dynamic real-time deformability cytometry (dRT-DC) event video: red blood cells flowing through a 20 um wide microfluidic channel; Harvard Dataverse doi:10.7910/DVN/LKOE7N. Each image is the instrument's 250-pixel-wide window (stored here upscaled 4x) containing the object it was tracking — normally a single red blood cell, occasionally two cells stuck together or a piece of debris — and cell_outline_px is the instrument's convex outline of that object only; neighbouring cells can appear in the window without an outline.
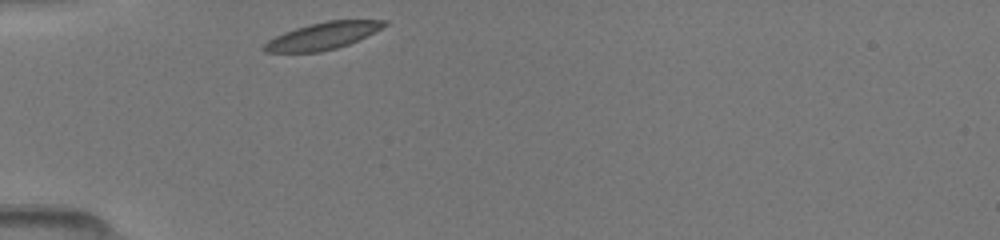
{"species": "common noctule bat (a hibernating species)", "species_latin": "Nyctalus noctula", "temperature_condition": "room temperature", "stored_images_in_passage": 23, "camera_frame_rate_fps": 3000, "um_per_image_px": 0.085, "animal": {"sex": "female", "body_mass_g": 19.5, "forearm_length_mm": 54.1}, "frame": {"image": 1, "passage_image": 1, "time_ms": 0.0, "image_size_px": [1000, 240], "cell_outline_px": [[388, 24], [348, 44], [336, 48], [320, 52], [264, 52], [260, 48], [268, 40], [284, 32], [308, 24], [328, 20], [388, 20]], "centroid_in_image_um": [27.37, 3.05], "position_along_channel_um": 57.6, "area_um2": 18.67}}
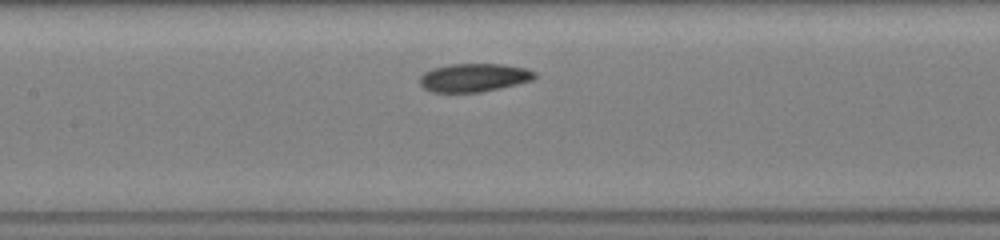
{"frame": {"image": 2, "passage_image": 12, "time_ms": 3.0, "image_size_px": [1000, 240], "cell_outline_px": [[536, 76], [532, 80], [500, 88], [480, 92], [432, 92], [424, 88], [420, 84], [420, 76], [424, 72], [432, 68], [448, 64], [500, 64], [528, 68], [536, 72]], "centroid_in_image_um": [40.28, 6.59], "position_along_channel_um": 167.1, "area_um2": 19.02}}
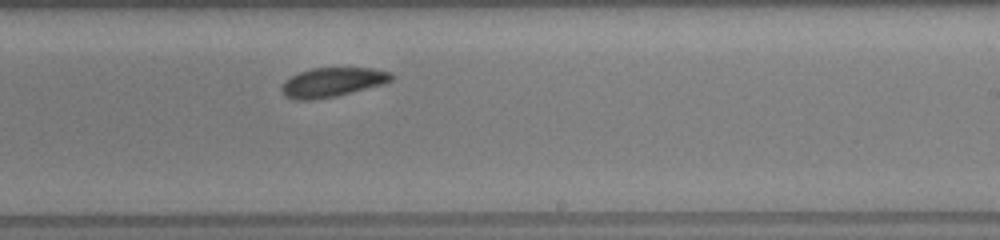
{"frame": {"image": 3, "passage_image": 21, "time_ms": 5.333, "image_size_px": [1000, 240], "cell_outline_px": [[396, 76], [392, 80], [384, 84], [336, 96], [312, 100], [296, 100], [284, 96], [280, 88], [284, 80], [300, 72], [312, 68], [372, 68], [392, 72]], "centroid_in_image_um": [28.27, 6.99], "position_along_channel_um": 260.7, "area_um2": 18.9}}